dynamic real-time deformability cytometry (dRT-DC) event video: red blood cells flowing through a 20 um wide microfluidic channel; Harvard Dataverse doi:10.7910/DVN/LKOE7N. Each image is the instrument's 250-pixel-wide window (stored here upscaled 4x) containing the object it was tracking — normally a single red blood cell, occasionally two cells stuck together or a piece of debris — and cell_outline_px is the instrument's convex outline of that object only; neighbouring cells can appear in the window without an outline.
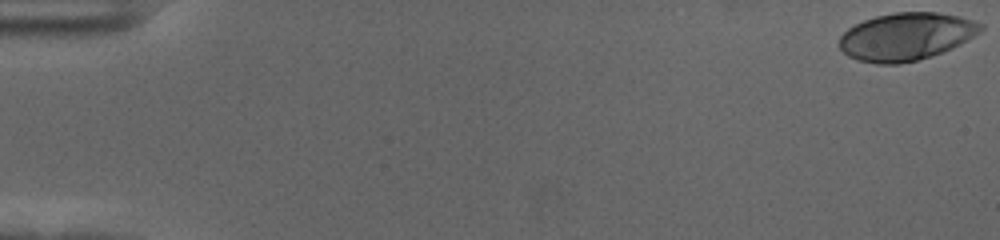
{"species": "human", "species_latin": "Homo sapiens", "temperature_condition": "cold", "stored_images_in_passage": 58, "camera_frame_rate_fps": 3000, "um_per_image_px": 0.085, "donor": {"sex": "female"}, "frame": {"image": 1, "passage_image": 1, "time_ms": 0.0, "image_size_px": [1000, 240], "cell_outline_px": [[984, 28], [980, 32], [960, 44], [952, 48], [916, 60], [900, 64], [876, 64], [856, 60], [848, 56], [840, 48], [840, 36], [848, 28], [864, 20], [876, 16], [896, 12], [936, 12], [960, 16], [984, 24]], "centroid_in_image_um": [77.02, 3.1], "position_along_channel_um": 8.0, "area_um2": 39.07}}
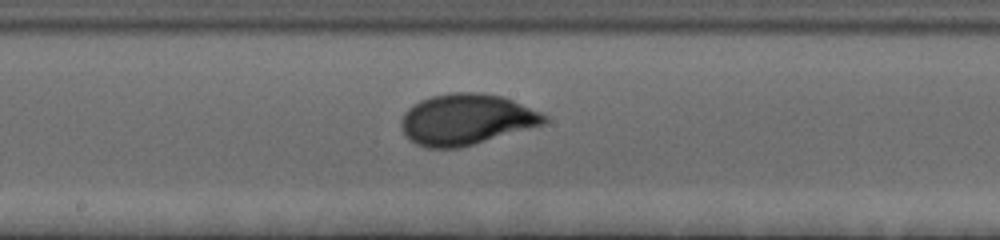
{"frame": {"image": 2, "passage_image": 32, "time_ms": 10.333, "image_size_px": [1000, 240], "cell_outline_px": [[548, 120], [544, 124], [460, 148], [428, 148], [416, 144], [408, 140], [404, 136], [400, 124], [400, 120], [404, 112], [408, 108], [420, 100], [432, 96], [452, 92], [480, 92], [500, 96], [512, 100], [540, 112], [548, 116]], "centroid_in_image_um": [39.59, 10.16], "position_along_channel_um": 208.6, "area_um2": 42.54}}
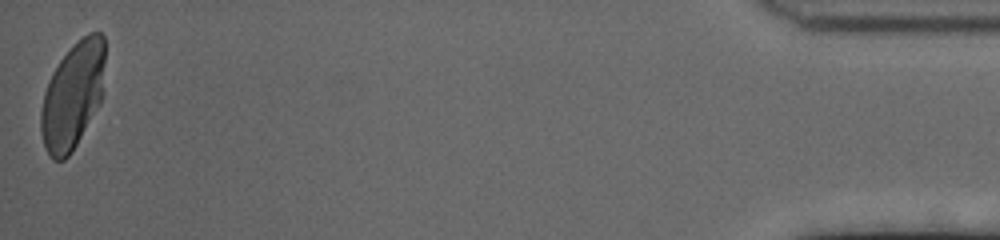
{"frame": {"image": 3, "passage_image": 58, "time_ms": 19.0, "image_size_px": [1000, 240], "cell_outline_px": [[104, 64], [100, 104], [72, 152], [64, 160], [52, 160], [44, 148], [40, 132], [40, 112], [44, 92], [48, 80], [52, 72], [60, 60], [88, 32], [100, 32], [104, 36]], "centroid_in_image_um": [6.15, 8.18], "position_along_channel_um": 429.0, "area_um2": 39.65}, "authors_computed_cell_mechanics": {"area_um2": 39.7664, "velocity_mm_per_s": 3.5261, "shape_relaxation_time_tau1_ms": 3.4724, "shape_relaxation_time_tau2_ms": null, "deformation_change_tau1": 0.1878, "deformation_change_tau2": null}}